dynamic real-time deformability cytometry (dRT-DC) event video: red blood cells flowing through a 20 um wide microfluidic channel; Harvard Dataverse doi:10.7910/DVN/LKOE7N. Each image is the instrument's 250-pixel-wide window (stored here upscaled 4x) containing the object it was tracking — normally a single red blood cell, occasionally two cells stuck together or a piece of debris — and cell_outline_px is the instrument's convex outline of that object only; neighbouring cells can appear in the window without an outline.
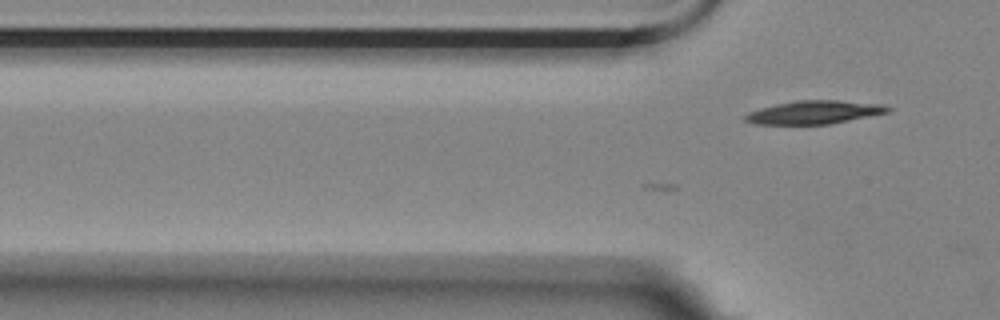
{"species": "Egyptian fruit bat (a non-hibernating species)", "species_latin": "Rousettus aegyptiacus", "temperature_condition": "room temperature", "stored_images_in_passage": 14, "camera_frame_rate_fps": 3000, "um_per_image_px": 0.085, "animal": {"sex": "female"}, "frame": {"image": 1, "passage_image": 14, "time_ms": 4.333, "image_size_px": [1000, 320], "cell_outline_px": [[892, 108], [888, 112], [828, 124], [752, 124], [744, 120], [744, 116], [748, 112], [760, 108], [776, 104], [796, 100], [836, 100], [884, 104]], "centroid_in_image_um": [69.18, 9.54], "position_along_channel_um": 56.6, "area_um2": 19.25}}